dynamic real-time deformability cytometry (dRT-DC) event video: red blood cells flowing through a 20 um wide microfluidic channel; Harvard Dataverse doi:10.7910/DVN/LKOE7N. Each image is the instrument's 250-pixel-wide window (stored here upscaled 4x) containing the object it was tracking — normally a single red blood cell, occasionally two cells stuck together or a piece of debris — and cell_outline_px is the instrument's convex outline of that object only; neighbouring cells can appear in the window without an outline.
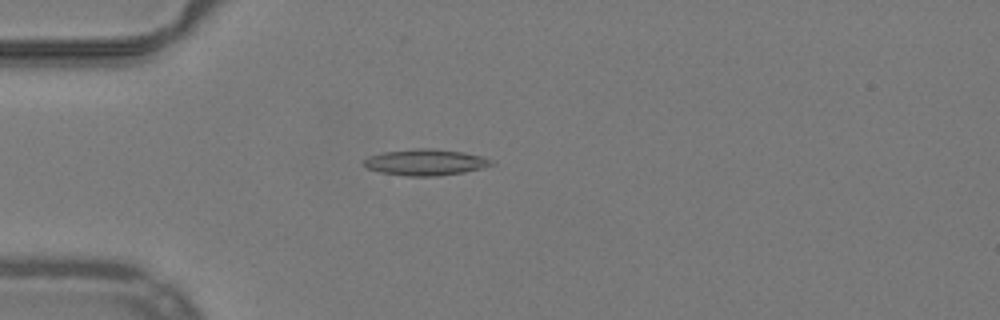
{"species": "common noctule bat (a hibernating species)", "species_latin": "Nyctalus noctula", "temperature_condition": "warm", "stored_images_in_passage": 46, "camera_frame_rate_fps": 3000, "um_per_image_px": 0.085, "animal": {"sex": "male", "body_mass_g": 19.2, "forearm_length_mm": 51.8}, "frame": {"image": 1, "passage_image": 9, "time_ms": 2.667, "image_size_px": [1000, 320], "cell_outline_px": [[496, 164], [484, 168], [464, 172], [436, 176], [404, 176], [380, 172], [368, 168], [364, 164], [364, 160], [368, 156], [384, 152], [416, 148], [432, 148], [464, 152], [480, 156], [492, 160]], "centroid_in_image_um": [36.2, 13.79], "position_along_channel_um": 48.8, "area_um2": 19.54}}
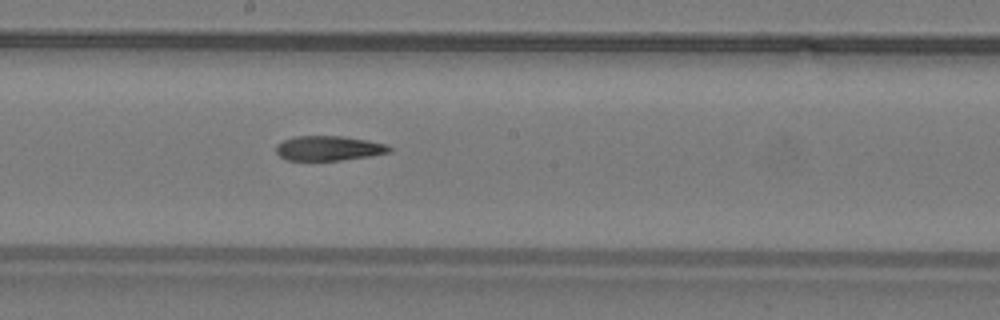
{"frame": {"image": 2, "passage_image": 23, "time_ms": 7.333, "image_size_px": [1000, 320], "cell_outline_px": [[392, 152], [372, 156], [340, 160], [288, 160], [280, 156], [276, 152], [276, 144], [284, 140], [296, 136], [340, 136], [368, 140], [388, 144], [392, 148]], "centroid_in_image_um": [27.99, 12.6], "position_along_channel_um": 220.2, "area_um2": 16.42}}
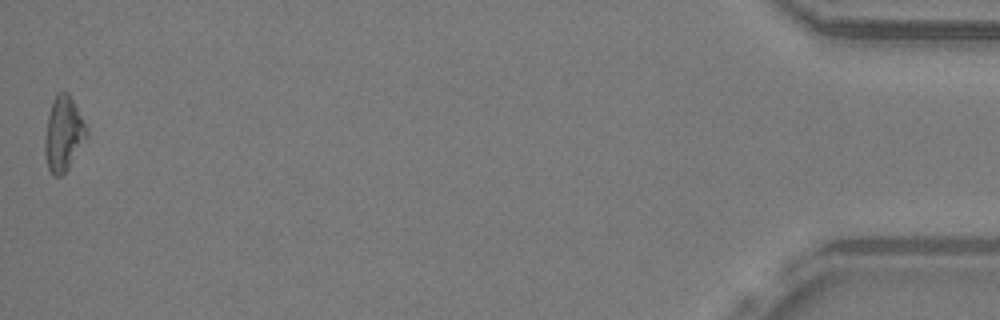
{"frame": {"image": 3, "passage_image": 46, "time_ms": 15.0, "image_size_px": [1000, 320], "cell_outline_px": [[88, 136], [68, 168], [60, 176], [52, 176], [48, 168], [44, 152], [44, 140], [48, 116], [52, 100], [56, 92], [68, 92], [88, 128]], "centroid_in_image_um": [5.39, 11.37], "position_along_channel_um": 429.8, "area_um2": 18.21}}